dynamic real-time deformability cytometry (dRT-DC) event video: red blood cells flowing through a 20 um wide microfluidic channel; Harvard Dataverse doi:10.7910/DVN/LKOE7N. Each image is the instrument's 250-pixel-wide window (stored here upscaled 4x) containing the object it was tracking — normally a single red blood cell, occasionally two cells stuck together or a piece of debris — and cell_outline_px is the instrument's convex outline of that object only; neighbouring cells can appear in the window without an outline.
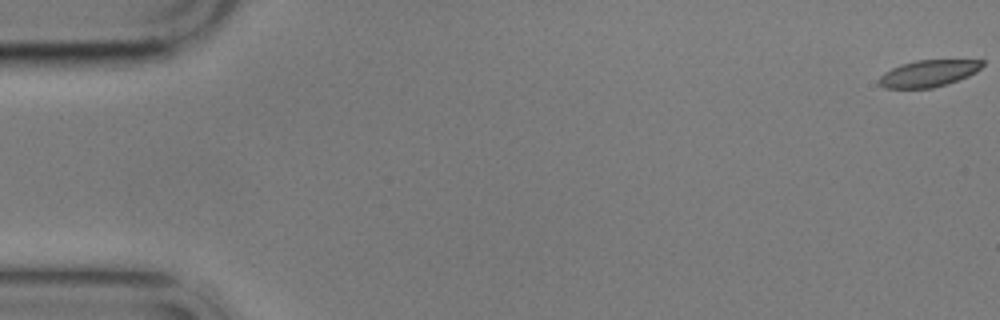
{"species": "common noctule bat (a hibernating species)", "species_latin": "Nyctalus noctula", "temperature_condition": "cold", "stored_images_in_passage": 6, "segment_of_instrument_passage": [1, 2], "camera_frame_rate_fps": 3000, "um_per_image_px": 0.085, "animal": {"sex": "male", "body_mass_g": 17.9}, "frame": {"image": 1, "passage_image": 1, "time_ms": 0.0, "image_size_px": [1000, 320], "cell_outline_px": [[984, 64], [976, 72], [968, 76], [948, 84], [932, 88], [884, 88], [880, 84], [880, 76], [884, 72], [900, 64], [916, 60], [984, 60]], "centroid_in_image_um": [78.93, 6.24], "position_along_channel_um": 6.1, "area_um2": 16.07}}
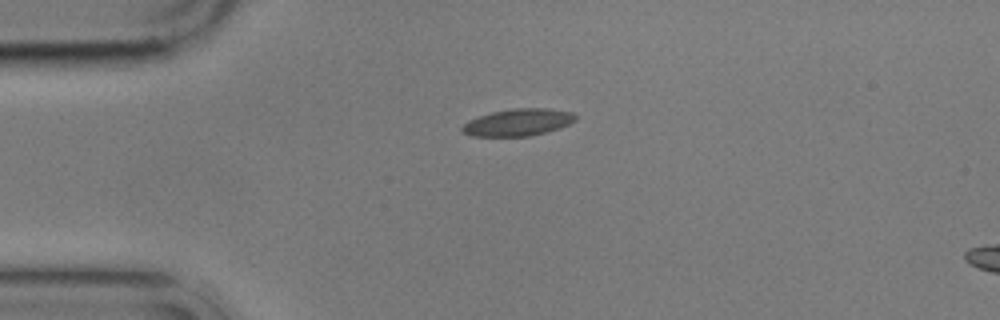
{"frame": {"image": 2, "passage_image": 4, "time_ms": 4.667, "image_size_px": [1000, 320], "cell_outline_px": [[576, 120], [560, 128], [528, 136], [472, 136], [460, 132], [460, 128], [468, 120], [492, 112], [512, 108], [544, 108], [572, 112], [576, 116]], "centroid_in_image_um": [44.0, 10.4], "position_along_channel_um": 41.0, "area_um2": 17.8}}